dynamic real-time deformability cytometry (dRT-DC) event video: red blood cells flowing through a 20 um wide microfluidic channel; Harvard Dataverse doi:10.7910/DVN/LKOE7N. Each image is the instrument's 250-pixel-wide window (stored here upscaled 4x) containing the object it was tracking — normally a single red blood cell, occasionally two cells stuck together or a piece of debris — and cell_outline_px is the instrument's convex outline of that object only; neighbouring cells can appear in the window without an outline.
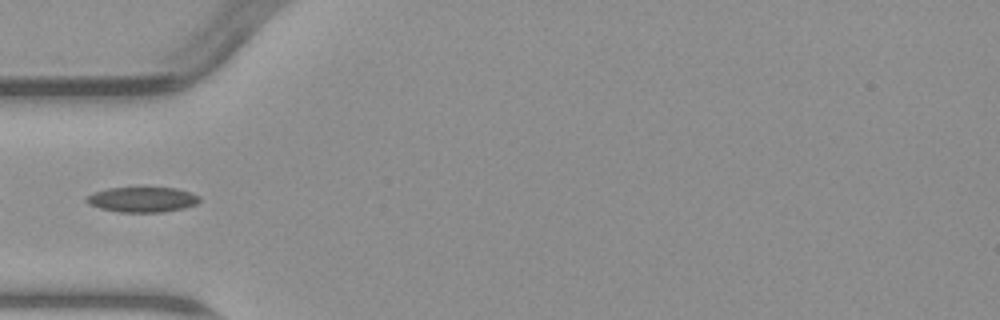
{"species": "common noctule bat (a hibernating species)", "species_latin": "Nyctalus noctula", "temperature_condition": "warm", "stored_images_in_passage": 1, "camera_frame_rate_fps": 3000, "um_per_image_px": 0.085, "animal": {"sex": "male", "body_mass_g": 23.1, "forearm_length_mm": 52.7}, "frame": {"image": 1, "passage_image": 1, "time_ms": 0.0, "image_size_px": [1000, 320], "cell_outline_px": [[200, 200], [196, 204], [184, 208], [164, 212], [120, 212], [100, 208], [88, 204], [84, 200], [88, 196], [96, 192], [108, 188], [176, 188], [192, 192], [200, 196]], "centroid_in_image_um": [12.13, 16.96], "position_along_channel_um": 72.9, "area_um2": 16.53}}